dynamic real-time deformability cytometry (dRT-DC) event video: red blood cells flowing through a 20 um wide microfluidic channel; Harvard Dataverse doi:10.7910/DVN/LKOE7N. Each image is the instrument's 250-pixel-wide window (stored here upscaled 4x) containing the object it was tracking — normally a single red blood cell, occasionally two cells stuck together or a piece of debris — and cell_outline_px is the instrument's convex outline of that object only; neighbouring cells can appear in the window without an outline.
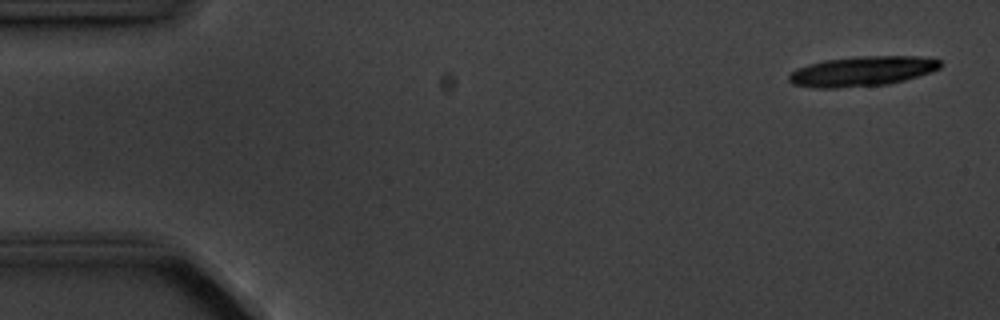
{"species": "common noctule bat (a hibernating species)", "species_latin": "Nyctalus noctula", "temperature_condition": "cold", "stored_images_in_passage": 5, "camera_frame_rate_fps": 3000, "um_per_image_px": 0.085, "animal": {"sex": "male", "body_mass_g": 20.1, "forearm_length_mm": 53.5}, "frame": {"image": 1, "passage_image": 1, "time_ms": 0.0, "image_size_px": [1000, 320], "cell_outline_px": [[940, 68], [932, 72], [904, 80], [888, 84], [836, 88], [816, 88], [792, 84], [788, 80], [788, 76], [796, 68], [808, 64], [824, 60], [856, 56], [920, 56], [940, 60]], "centroid_in_image_um": [73.27, 6.05], "position_along_channel_um": 11.7, "area_um2": 26.47}}